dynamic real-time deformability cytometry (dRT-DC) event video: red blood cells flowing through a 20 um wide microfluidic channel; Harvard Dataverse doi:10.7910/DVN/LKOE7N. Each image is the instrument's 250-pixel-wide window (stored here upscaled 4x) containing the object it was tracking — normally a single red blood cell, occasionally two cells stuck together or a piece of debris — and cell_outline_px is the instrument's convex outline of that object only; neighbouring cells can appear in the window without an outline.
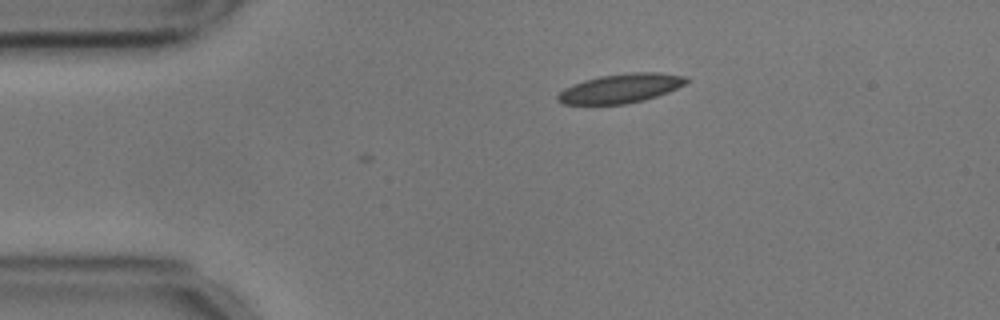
{"species": "common noctule bat (a hibernating species)", "species_latin": "Nyctalus noctula", "temperature_condition": "cold", "stored_images_in_passage": 3, "camera_frame_rate_fps": 3000, "um_per_image_px": 0.085, "animal": {"sex": "male", "body_mass_g": 17.9, "forearm_length_mm": 54.2}, "frame": {"image": 1, "passage_image": 1, "time_ms": 0.0, "image_size_px": [1000, 320], "cell_outline_px": [[692, 80], [668, 92], [644, 100], [624, 104], [564, 104], [556, 100], [556, 96], [564, 88], [572, 84], [584, 80], [600, 76], [628, 72], [660, 72], [688, 76]], "centroid_in_image_um": [52.78, 7.49], "position_along_channel_um": 32.2, "area_um2": 22.02}}